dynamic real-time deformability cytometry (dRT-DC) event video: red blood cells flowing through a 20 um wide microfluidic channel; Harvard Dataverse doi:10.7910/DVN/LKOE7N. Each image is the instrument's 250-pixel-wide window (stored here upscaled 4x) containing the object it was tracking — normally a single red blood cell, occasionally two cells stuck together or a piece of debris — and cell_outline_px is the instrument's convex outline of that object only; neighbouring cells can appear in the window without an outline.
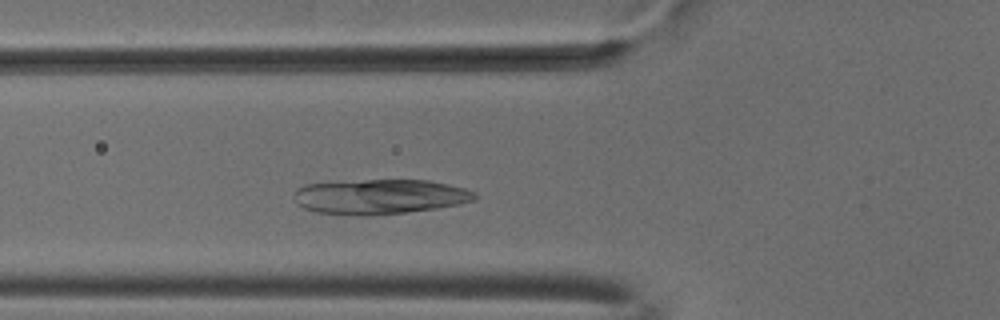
{"species": "common noctule bat (a hibernating species)", "species_latin": "Nyctalus noctula", "temperature_condition": "cold", "stored_images_in_passage": 46, "camera_frame_rate_fps": 3000, "um_per_image_px": 0.085, "animal": {"sex": "male", "body_mass_g": 18.8}, "frame": {"image": 1, "passage_image": 12, "time_ms": 3.667, "image_size_px": [1000, 320], "cell_outline_px": [[480, 196], [472, 200], [460, 204], [436, 208], [404, 212], [368, 216], [360, 216], [316, 212], [304, 208], [296, 204], [292, 196], [296, 188], [304, 184], [364, 180], [428, 180], [448, 184], [464, 188], [476, 192]], "centroid_in_image_um": [32.25, 16.71], "position_along_channel_um": 93.6, "area_um2": 36.99}}
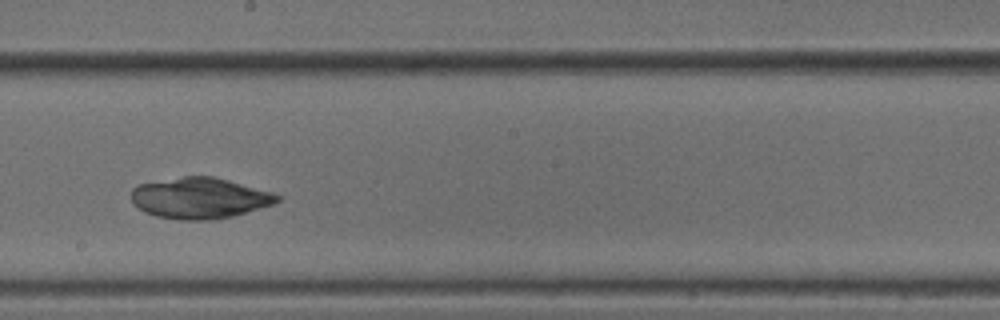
{"frame": {"image": 2, "passage_image": 23, "time_ms": 7.333, "image_size_px": [1000, 320], "cell_outline_px": [[280, 200], [272, 204], [232, 216], [212, 220], [180, 220], [156, 216], [144, 212], [132, 204], [132, 188], [136, 184], [184, 176], [212, 176], [228, 180], [272, 192], [280, 196]], "centroid_in_image_um": [16.92, 16.83], "position_along_channel_um": 231.3, "area_um2": 34.8}}
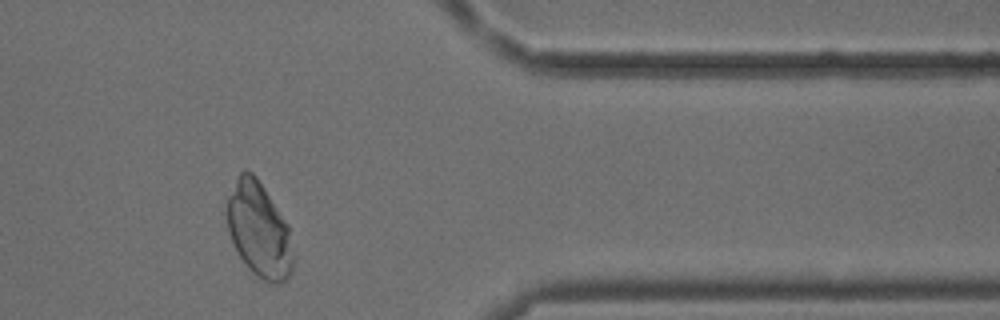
{"frame": {"image": 3, "passage_image": 37, "time_ms": 12.0, "image_size_px": [1000, 320], "cell_outline_px": [[292, 268], [288, 276], [280, 284], [272, 284], [264, 280], [252, 272], [248, 268], [236, 252], [232, 244], [228, 232], [224, 212], [224, 204], [240, 172], [244, 168], [252, 172], [256, 176], [288, 224], [292, 256]], "centroid_in_image_um": [21.95, 19.52], "position_along_channel_um": 389.5, "area_um2": 36.82}}